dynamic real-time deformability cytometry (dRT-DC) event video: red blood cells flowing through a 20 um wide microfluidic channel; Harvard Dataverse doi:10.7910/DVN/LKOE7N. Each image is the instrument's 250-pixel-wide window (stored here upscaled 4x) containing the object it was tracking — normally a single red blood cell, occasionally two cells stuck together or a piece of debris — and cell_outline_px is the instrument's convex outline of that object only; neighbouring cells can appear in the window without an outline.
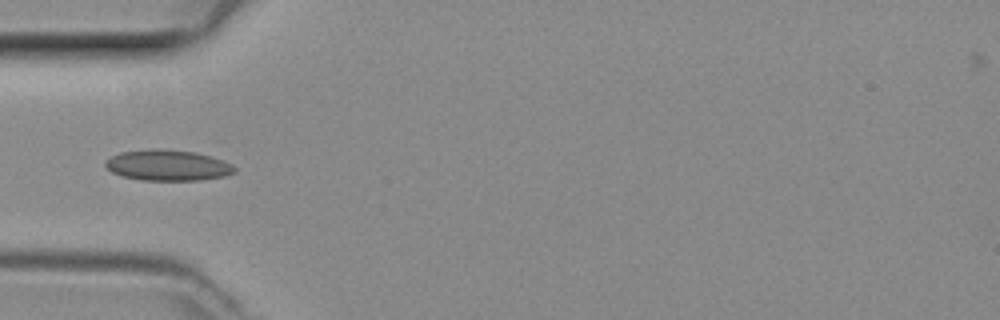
{"species": "common noctule bat (a hibernating species)", "species_latin": "Nyctalus noctula", "temperature_condition": "room temperature", "stored_images_in_passage": 3, "camera_frame_rate_fps": 3000, "um_per_image_px": 0.085, "animal": {"sex": "female", "body_mass_g": 29.2, "forearm_length_mm": 56.3}, "frame": {"image": 1, "passage_image": 1, "time_ms": 0.0, "image_size_px": [1000, 320], "cell_outline_px": [[236, 172], [224, 176], [200, 180], [144, 180], [124, 176], [112, 172], [104, 164], [104, 160], [120, 152], [196, 152], [232, 164], [236, 168]], "centroid_in_image_um": [14.29, 14.11], "position_along_channel_um": 70.7, "area_um2": 21.91}}